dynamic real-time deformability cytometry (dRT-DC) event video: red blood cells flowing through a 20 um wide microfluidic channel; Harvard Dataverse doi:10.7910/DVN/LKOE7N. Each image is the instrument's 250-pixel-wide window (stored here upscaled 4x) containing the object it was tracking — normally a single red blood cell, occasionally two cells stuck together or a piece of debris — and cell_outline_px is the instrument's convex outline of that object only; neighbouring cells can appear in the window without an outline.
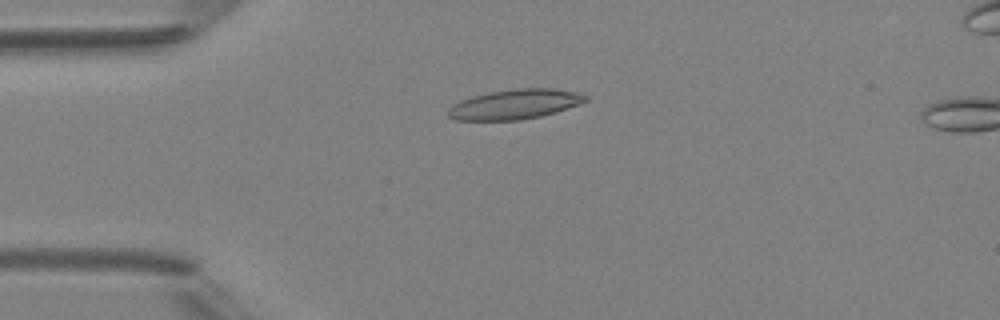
{"species": "Egyptian fruit bat (a non-hibernating species)", "species_latin": "Rousettus aegyptiacus", "temperature_condition": "room temperature", "stored_images_in_passage": 7, "camera_frame_rate_fps": 3000, "um_per_image_px": 0.085, "animal": {"sex": "female"}, "frame": {"image": 1, "passage_image": 4, "time_ms": 3.333, "image_size_px": [1000, 320], "cell_outline_px": [[588, 100], [580, 104], [556, 112], [540, 116], [520, 120], [456, 120], [448, 116], [448, 108], [452, 104], [460, 100], [472, 96], [488, 92], [516, 88], [552, 88], [576, 92], [588, 96]], "centroid_in_image_um": [43.75, 8.86], "position_along_channel_um": 41.2, "area_um2": 23.99}}
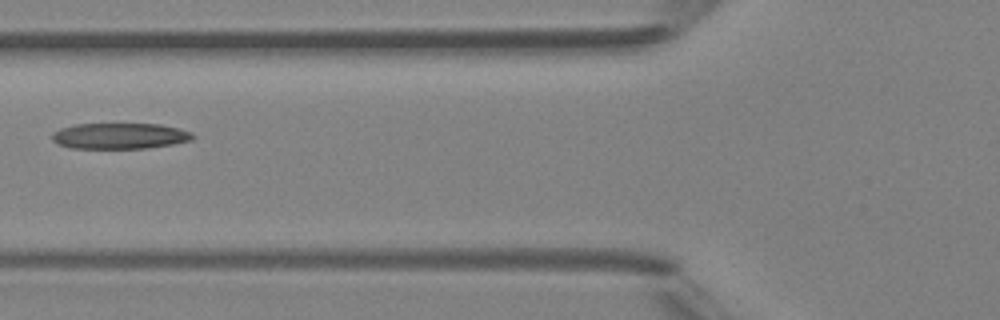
{"frame": {"image": 2, "passage_image": 6, "time_ms": 5.667, "image_size_px": [1000, 320], "cell_outline_px": [[196, 136], [192, 140], [172, 144], [148, 148], [72, 148], [56, 144], [52, 140], [52, 132], [60, 128], [76, 124], [160, 124], [180, 128], [192, 132]], "centroid_in_image_um": [10.19, 11.55], "position_along_channel_um": 115.6, "area_um2": 21.39}}
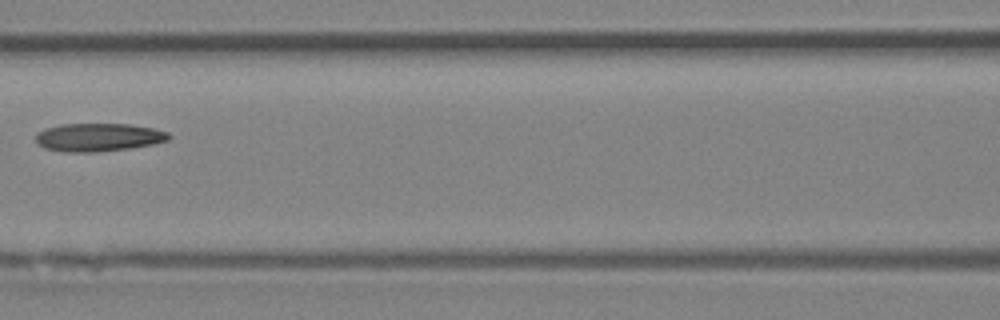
{"frame": {"image": 3, "passage_image": 7, "time_ms": 6.667, "image_size_px": [1000, 320], "cell_outline_px": [[172, 136], [168, 140], [152, 144], [128, 148], [96, 152], [64, 152], [44, 148], [36, 144], [36, 132], [44, 128], [60, 124], [128, 124], [152, 128], [168, 132]], "centroid_in_image_um": [8.31, 11.67], "position_along_channel_um": 158.3, "area_um2": 21.91}}